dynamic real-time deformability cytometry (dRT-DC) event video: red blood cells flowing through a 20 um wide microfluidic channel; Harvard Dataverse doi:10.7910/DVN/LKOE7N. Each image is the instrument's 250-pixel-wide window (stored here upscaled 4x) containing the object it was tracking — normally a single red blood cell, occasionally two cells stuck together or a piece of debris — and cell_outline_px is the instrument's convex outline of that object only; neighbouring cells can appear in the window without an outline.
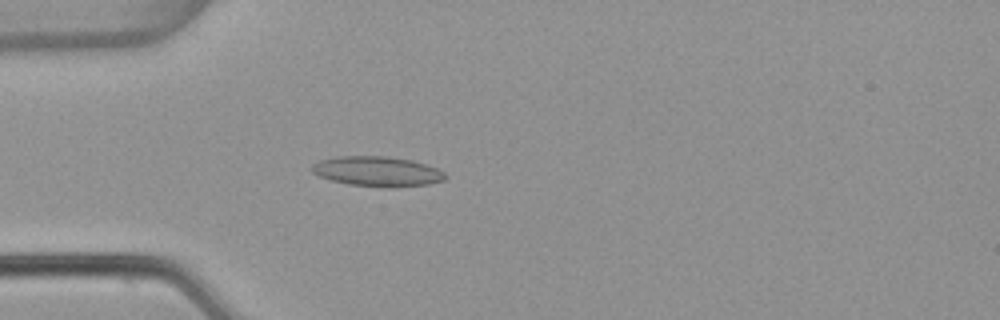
{"species": "common noctule bat (a hibernating species)", "species_latin": "Nyctalus noctula", "temperature_condition": "warm", "stored_images_in_passage": 4, "camera_frame_rate_fps": 3000, "um_per_image_px": 0.085, "animal": {"sex": "female", "body_mass_g": 22.7, "forearm_length_mm": 54.2}, "frame": {"image": 1, "passage_image": 4, "time_ms": 1.0, "image_size_px": [1000, 320], "cell_outline_px": [[448, 176], [444, 180], [428, 184], [392, 188], [388, 188], [348, 184], [332, 180], [320, 176], [312, 172], [308, 168], [312, 164], [320, 160], [340, 156], [388, 156], [412, 160], [436, 168], [444, 172]], "centroid_in_image_um": [32.07, 14.57], "position_along_channel_um": 52.9, "area_um2": 23.41}}